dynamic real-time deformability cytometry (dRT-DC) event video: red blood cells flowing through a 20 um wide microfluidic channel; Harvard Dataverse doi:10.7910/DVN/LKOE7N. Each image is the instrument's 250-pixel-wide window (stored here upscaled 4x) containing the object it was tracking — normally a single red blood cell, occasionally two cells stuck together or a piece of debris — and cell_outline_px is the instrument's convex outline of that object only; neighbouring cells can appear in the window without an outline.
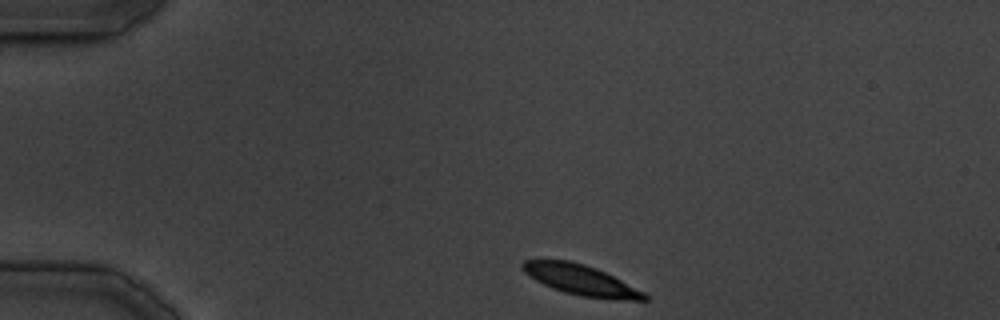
{"species": "common noctule bat (a hibernating species)", "species_latin": "Nyctalus noctula", "temperature_condition": "cold", "stored_images_in_passage": 17, "camera_frame_rate_fps": 3000, "um_per_image_px": 0.085, "animal": {"sex": "male", "body_mass_g": 19.5, "forearm_length_mm": 54.6}, "frame": {"image": 1, "passage_image": 1, "time_ms": 0.0, "image_size_px": [1000, 320], "cell_outline_px": [[648, 300], [612, 300], [580, 296], [564, 292], [552, 288], [536, 280], [524, 272], [520, 264], [524, 260], [568, 260], [584, 264], [596, 268], [644, 292], [648, 296]], "centroid_in_image_um": [49.37, 23.81], "position_along_channel_um": 35.6, "area_um2": 21.39}}
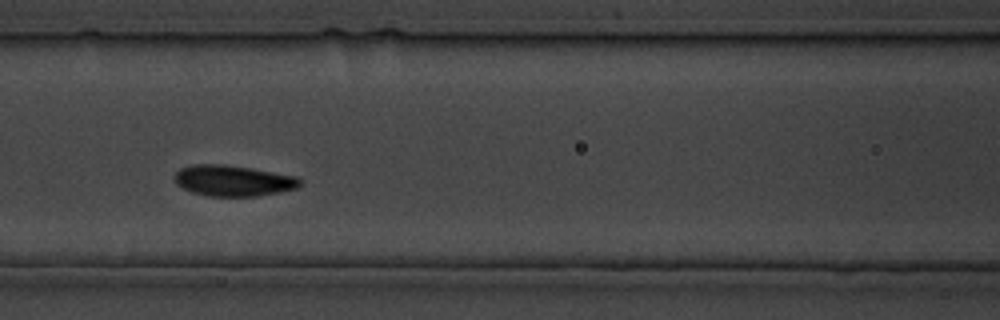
{"frame": {"image": 2, "passage_image": 10, "time_ms": 11.667, "image_size_px": [1000, 320], "cell_outline_px": [[300, 184], [296, 188], [280, 192], [256, 196], [208, 196], [192, 192], [176, 184], [176, 172], [180, 168], [192, 164], [224, 164], [252, 168], [296, 176], [300, 180]], "centroid_in_image_um": [19.81, 15.35], "position_along_channel_um": 146.8, "area_um2": 22.48}}